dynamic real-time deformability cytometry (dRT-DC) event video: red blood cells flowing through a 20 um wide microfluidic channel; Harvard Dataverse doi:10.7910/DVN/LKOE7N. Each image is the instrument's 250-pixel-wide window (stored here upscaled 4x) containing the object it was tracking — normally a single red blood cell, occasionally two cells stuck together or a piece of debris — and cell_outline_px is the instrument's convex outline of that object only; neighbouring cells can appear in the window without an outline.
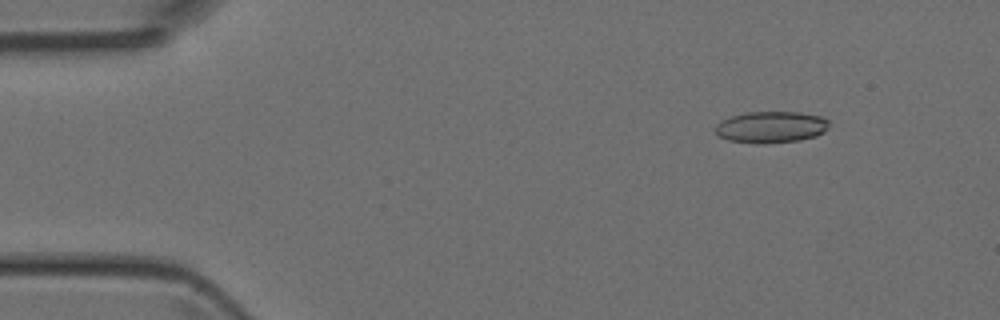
{"species": "Egyptian fruit bat (a non-hibernating species)", "species_latin": "Rousettus aegyptiacus", "temperature_condition": "room temperature", "stored_images_in_passage": 43, "camera_frame_rate_fps": 3000, "um_per_image_px": 0.085, "animal": {"sex": "female"}, "frame": {"image": 1, "passage_image": 2, "time_ms": 0.333, "image_size_px": [1000, 320], "cell_outline_px": [[828, 128], [824, 132], [816, 136], [800, 140], [768, 144], [756, 144], [728, 140], [720, 136], [712, 128], [720, 120], [728, 116], [748, 112], [800, 112], [820, 116], [828, 120]], "centroid_in_image_um": [65.5, 10.81], "position_along_channel_um": 19.5, "area_um2": 21.27}}
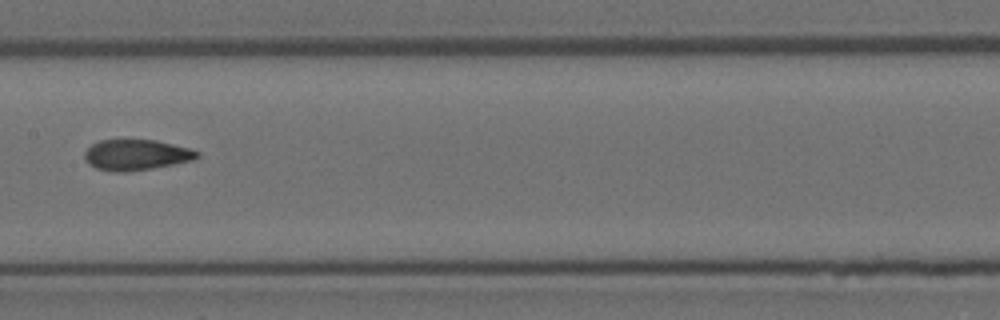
{"frame": {"image": 2, "passage_image": 20, "time_ms": 6.333, "image_size_px": [1000, 320], "cell_outline_px": [[200, 156], [192, 160], [152, 168], [124, 172], [112, 172], [96, 168], [88, 164], [84, 160], [84, 152], [92, 144], [100, 140], [156, 140], [192, 148], [200, 152]], "centroid_in_image_um": [11.57, 13.16], "position_along_channel_um": 195.8, "area_um2": 20.23}}
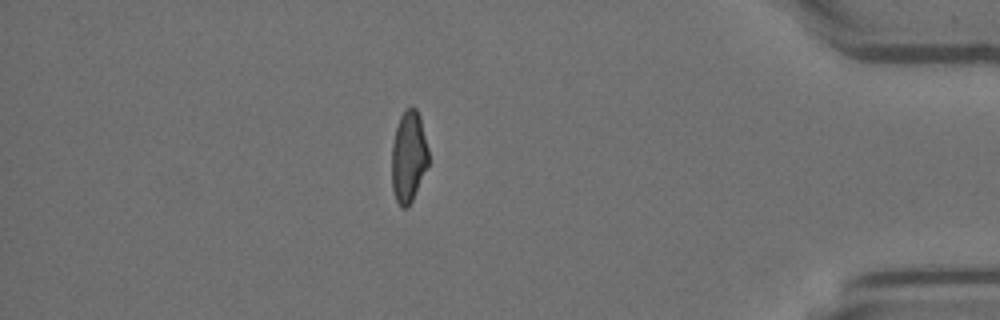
{"frame": {"image": 3, "passage_image": 37, "time_ms": 12.0, "image_size_px": [1000, 320], "cell_outline_px": [[428, 164], [412, 200], [408, 208], [400, 208], [396, 200], [392, 188], [392, 144], [396, 128], [400, 116], [404, 108], [412, 104], [416, 108], [420, 116], [428, 148]], "centroid_in_image_um": [34.72, 13.28], "position_along_channel_um": 400.5, "area_um2": 19.71}}